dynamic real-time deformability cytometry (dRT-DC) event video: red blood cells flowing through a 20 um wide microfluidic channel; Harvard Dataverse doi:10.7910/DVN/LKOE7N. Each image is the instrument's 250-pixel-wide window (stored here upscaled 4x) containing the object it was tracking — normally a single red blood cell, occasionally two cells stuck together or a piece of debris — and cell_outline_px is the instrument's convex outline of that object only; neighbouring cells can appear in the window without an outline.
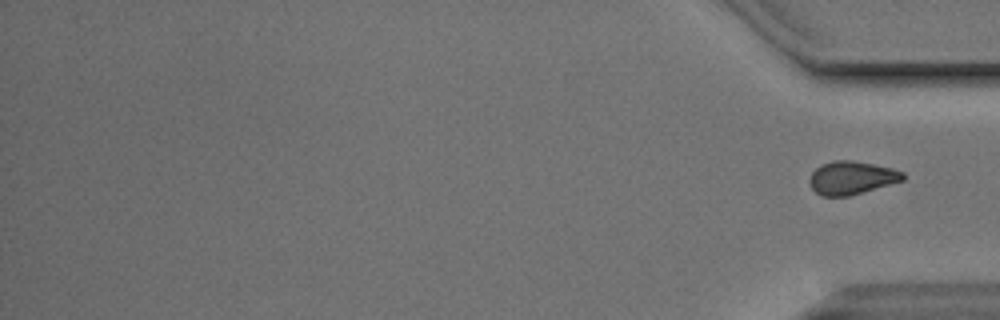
{"species": "Egyptian fruit bat (a non-hibernating species)", "species_latin": "Rousettus aegyptiacus", "temperature_condition": "cold", "stored_images_in_passage": 15, "segment_of_instrument_passage": [2, 2], "camera_frame_rate_fps": 3000, "um_per_image_px": 0.085, "animal": {"sex": "male"}, "frame": {"image": 1, "passage_image": 15, "time_ms": 4.667, "image_size_px": [1000, 320], "cell_outline_px": [[904, 180], [848, 196], [820, 196], [812, 188], [808, 180], [812, 172], [820, 164], [832, 160], [852, 160], [892, 168], [904, 172]], "centroid_in_image_um": [72.35, 15.1], "position_along_channel_um": 362.8, "area_um2": 18.03}}